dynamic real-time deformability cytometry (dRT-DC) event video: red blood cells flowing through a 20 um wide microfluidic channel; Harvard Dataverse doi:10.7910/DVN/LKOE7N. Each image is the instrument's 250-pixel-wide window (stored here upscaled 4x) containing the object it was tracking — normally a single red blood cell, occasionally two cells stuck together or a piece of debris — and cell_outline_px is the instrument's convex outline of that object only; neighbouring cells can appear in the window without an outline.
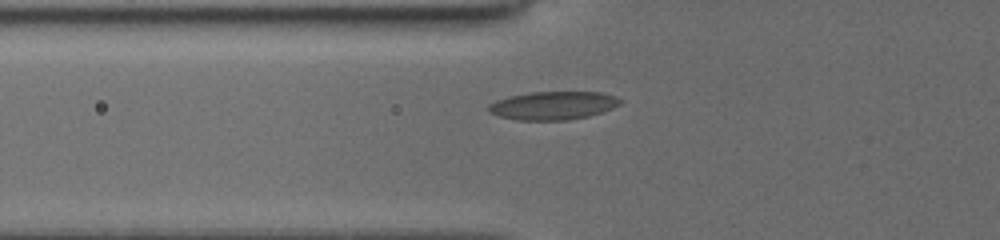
{"species": "common noctule bat (a hibernating species)", "species_latin": "Nyctalus noctula", "temperature_condition": "cold", "stored_images_in_passage": 7, "camera_frame_rate_fps": 3000, "um_per_image_px": 0.085, "animal": {"sex": "female", "body_mass_g": 19.5, "forearm_length_mm": 54.1}, "frame": {"image": 1, "passage_image": 3, "time_ms": 0.333, "image_size_px": [1000, 240], "cell_outline_px": [[624, 100], [620, 104], [612, 108], [588, 116], [568, 120], [516, 120], [500, 116], [488, 112], [488, 104], [496, 100], [508, 96], [532, 92], [600, 92], [616, 96]], "centroid_in_image_um": [47.0, 8.96], "position_along_channel_um": 78.8, "area_um2": 21.73}}